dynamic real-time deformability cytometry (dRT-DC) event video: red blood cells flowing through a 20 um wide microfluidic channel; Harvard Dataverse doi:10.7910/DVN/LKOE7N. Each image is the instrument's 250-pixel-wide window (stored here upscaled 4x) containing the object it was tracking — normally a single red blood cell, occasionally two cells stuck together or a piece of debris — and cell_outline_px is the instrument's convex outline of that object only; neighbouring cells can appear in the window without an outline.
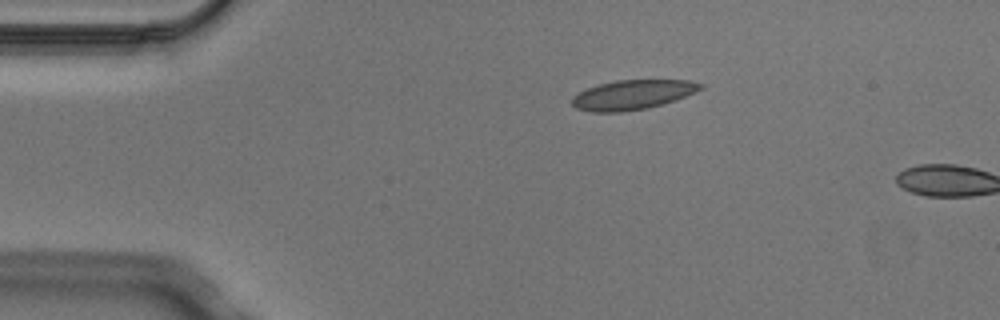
{"species": "Egyptian fruit bat (a non-hibernating species)", "species_latin": "Rousettus aegyptiacus", "temperature_condition": "cold", "stored_images_in_passage": 2, "camera_frame_rate_fps": 3000, "um_per_image_px": 0.085, "animal": {"sex": "male"}, "frame": {"image": 1, "passage_image": 1, "time_ms": 0.0, "image_size_px": [1000, 320], "cell_outline_px": [[704, 88], [696, 92], [676, 100], [648, 108], [620, 112], [592, 112], [576, 108], [572, 104], [572, 96], [588, 88], [600, 84], [616, 80], [688, 80], [704, 84]], "centroid_in_image_um": [53.8, 8.05], "position_along_channel_um": 31.2, "area_um2": 22.14}}